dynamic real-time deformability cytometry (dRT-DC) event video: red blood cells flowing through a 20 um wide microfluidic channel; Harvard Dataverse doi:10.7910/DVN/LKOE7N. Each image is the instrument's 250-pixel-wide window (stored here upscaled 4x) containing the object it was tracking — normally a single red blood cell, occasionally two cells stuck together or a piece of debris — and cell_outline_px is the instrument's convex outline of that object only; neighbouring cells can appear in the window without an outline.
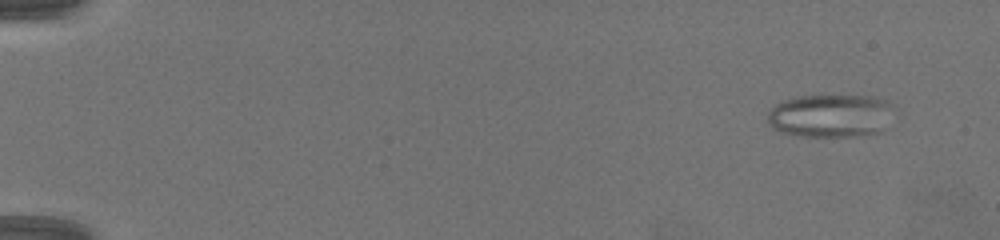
{"species": "common noctule bat (a hibernating species)", "species_latin": "Nyctalus noctula", "temperature_condition": "warm", "stored_images_in_passage": 67, "camera_frame_rate_fps": 3000, "um_per_image_px": 0.085, "animal": {"sex": "female", "body_mass_g": 19.5, "forearm_length_mm": 54.1}, "frame": {"image": 1, "passage_image": 6, "time_ms": 1.667, "image_size_px": [1000, 240], "cell_outline_px": [[892, 104], [880, 132], [856, 136], [804, 136], [780, 132], [772, 128], [768, 124], [768, 112], [776, 104], [784, 100], [796, 96], [872, 96], [888, 100]], "centroid_in_image_um": [70.52, 9.83], "position_along_channel_um": 14.5, "area_um2": 31.33}}
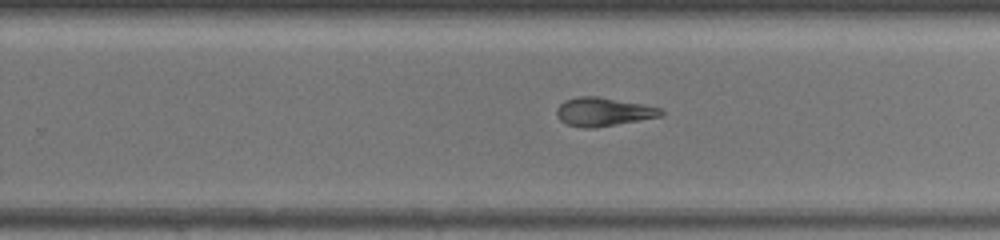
{"frame": {"image": 2, "passage_image": 45, "time_ms": 14.667, "image_size_px": [1000, 240], "cell_outline_px": [[664, 116], [596, 128], [584, 128], [568, 124], [560, 120], [556, 116], [556, 108], [564, 100], [580, 96], [600, 96], [664, 108]], "centroid_in_image_um": [51.32, 9.5], "position_along_channel_um": 278.5, "area_um2": 17.69}}
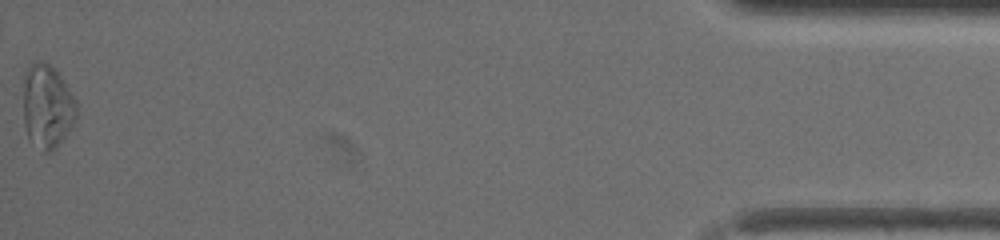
{"frame": {"image": 3, "passage_image": 67, "time_ms": 22.0, "image_size_px": [1000, 240], "cell_outline_px": [[76, 120], [56, 148], [48, 152], [44, 152], [28, 140], [24, 124], [24, 76], [28, 68], [36, 60], [40, 60], [48, 64], [60, 76], [76, 100]], "centroid_in_image_um": [4.0, 9.07], "position_along_channel_um": 431.2, "area_um2": 25.78}, "authors_computed_cell_mechanics": {"area_um2": 23.0044, "velocity_mm_per_s": 3.263, "shape_relaxation_time_tau1_ms": null, "shape_relaxation_time_tau2_ms": 3.4698, "deformation_change_tau1": null, "deformation_change_tau2": 0.1193}}